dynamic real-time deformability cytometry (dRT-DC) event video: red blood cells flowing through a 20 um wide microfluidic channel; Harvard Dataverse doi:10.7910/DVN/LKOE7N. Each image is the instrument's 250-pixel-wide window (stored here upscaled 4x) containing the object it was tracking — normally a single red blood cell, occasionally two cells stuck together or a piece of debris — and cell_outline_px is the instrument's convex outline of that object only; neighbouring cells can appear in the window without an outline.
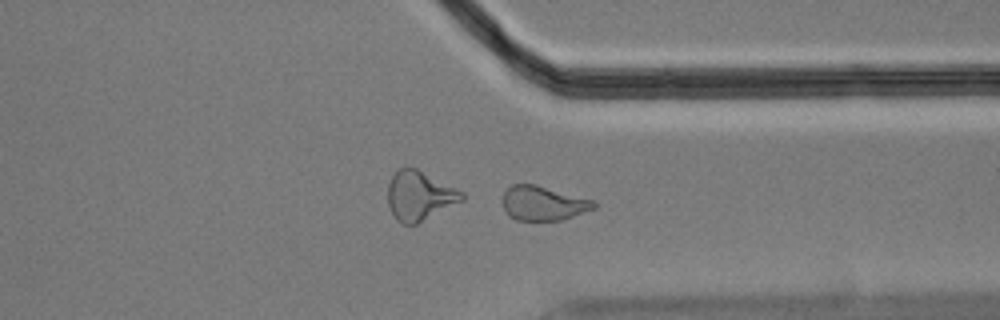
{"species": "Egyptian fruit bat (a non-hibernating species)", "species_latin": "Rousettus aegyptiacus", "temperature_condition": "cold", "stored_images_in_passage": 49, "camera_frame_rate_fps": 3000, "um_per_image_px": 0.085, "animal": {"sex": "male"}, "frame": {"image": 1, "passage_image": 42, "time_ms": 13.667, "image_size_px": [1000, 320], "cell_outline_px": [[596, 208], [560, 220], [516, 220], [508, 216], [500, 200], [504, 192], [512, 184], [536, 184], [596, 200]], "centroid_in_image_um": [46.16, 17.26], "position_along_channel_um": 365.2, "area_um2": 18.55}, "authors_computed_cell_mechanics": {"area_um2": 18.6694, "velocity_mm_per_s": 3.5377, "shape_relaxation_time_tau1_ms": null, "shape_relaxation_time_tau2_ms": 2.2217, "deformation_change_tau1": null, "deformation_change_tau2": 0.073}}